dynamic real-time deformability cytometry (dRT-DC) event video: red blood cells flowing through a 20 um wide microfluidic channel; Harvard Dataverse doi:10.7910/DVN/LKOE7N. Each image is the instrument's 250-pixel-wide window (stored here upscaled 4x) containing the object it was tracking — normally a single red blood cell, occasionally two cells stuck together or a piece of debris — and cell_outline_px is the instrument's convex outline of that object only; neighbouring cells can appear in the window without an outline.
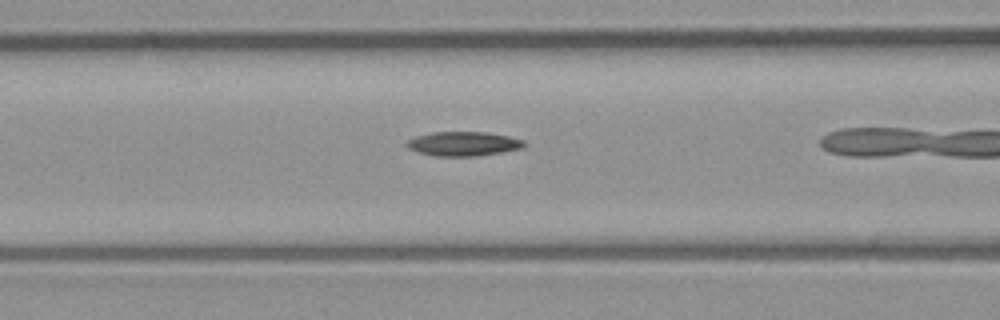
{"species": "common noctule bat (a hibernating species)", "species_latin": "Nyctalus noctula", "temperature_condition": "room temperature", "stored_images_in_passage": 7, "camera_frame_rate_fps": 3000, "um_per_image_px": 0.085, "animal": {"sex": "male", "body_mass_g": 23.1, "forearm_length_mm": 52.7}, "frame": {"image": 1, "passage_image": 5, "time_ms": 1.333, "image_size_px": [1000, 320], "cell_outline_px": [[524, 148], [476, 156], [436, 156], [420, 152], [408, 148], [404, 144], [408, 140], [416, 136], [432, 132], [484, 132], [508, 136], [524, 140]], "centroid_in_image_um": [39.37, 12.22], "position_along_channel_um": 127.2, "area_um2": 16.47}}